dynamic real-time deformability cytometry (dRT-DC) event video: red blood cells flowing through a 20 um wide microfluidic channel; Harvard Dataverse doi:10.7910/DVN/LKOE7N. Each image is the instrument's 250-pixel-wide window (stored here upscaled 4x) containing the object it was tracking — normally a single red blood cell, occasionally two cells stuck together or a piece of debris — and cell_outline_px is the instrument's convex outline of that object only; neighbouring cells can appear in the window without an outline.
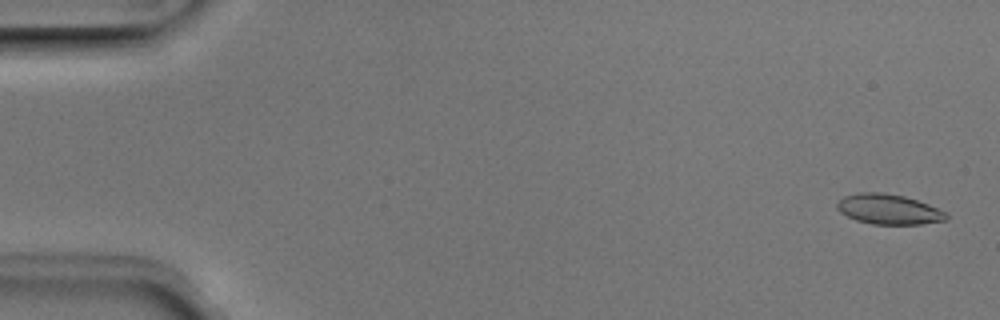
{"species": "Egyptian fruit bat (a non-hibernating species)", "species_latin": "Rousettus aegyptiacus", "temperature_condition": "room temperature", "stored_images_in_passage": 51, "camera_frame_rate_fps": 3000, "um_per_image_px": 0.085, "animal": {"sex": "male"}, "frame": {"image": 1, "passage_image": 2, "time_ms": 0.333, "image_size_px": [1000, 320], "cell_outline_px": [[948, 216], [944, 220], [920, 224], [872, 224], [856, 220], [840, 212], [836, 208], [836, 204], [844, 196], [856, 192], [884, 192], [904, 196], [928, 204], [948, 212]], "centroid_in_image_um": [75.52, 17.77], "position_along_channel_um": 9.5, "area_um2": 19.19}}
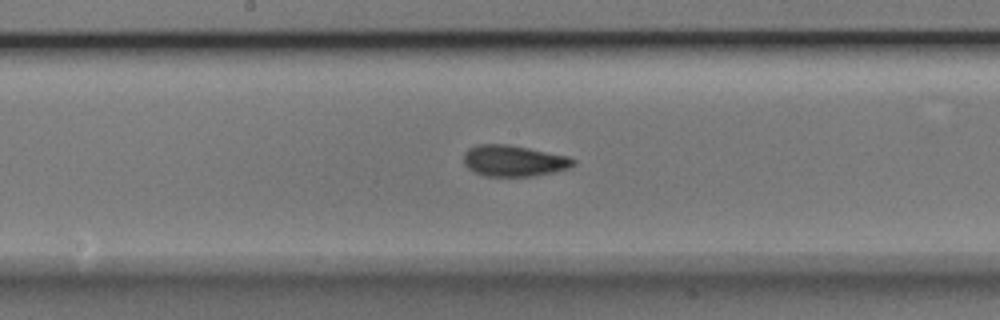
{"frame": {"image": 2, "passage_image": 27, "time_ms": 8.667, "image_size_px": [1000, 320], "cell_outline_px": [[576, 164], [568, 168], [552, 172], [532, 176], [484, 176], [468, 168], [464, 164], [464, 152], [468, 148], [476, 144], [508, 144], [568, 156], [576, 160]], "centroid_in_image_um": [43.65, 13.66], "position_along_channel_um": 204.5, "area_um2": 19.88}}
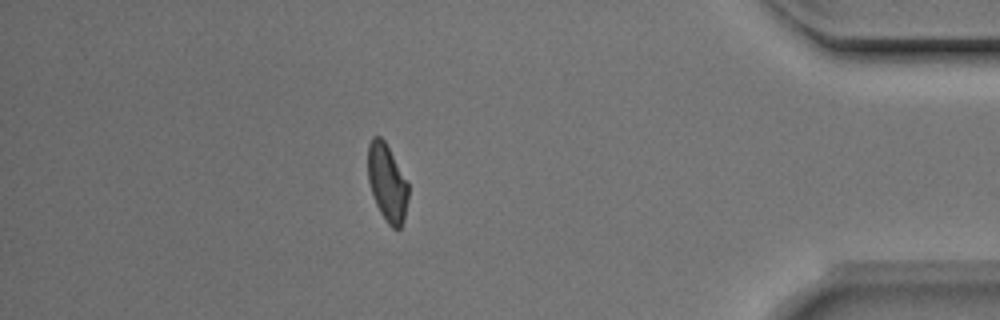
{"frame": {"image": 3, "passage_image": 45, "time_ms": 14.667, "image_size_px": [1000, 320], "cell_outline_px": [[408, 200], [404, 216], [400, 228], [392, 228], [388, 224], [380, 212], [376, 204], [368, 180], [368, 144], [372, 136], [380, 136], [384, 140], [408, 180]], "centroid_in_image_um": [32.91, 15.5], "position_along_channel_um": 402.3, "area_um2": 18.21}, "authors_computed_cell_mechanics": {"area_um2": 19.2474, "velocity_mm_per_s": 3.9638, "shape_relaxation_time_tau1_ms": 2.201, "shape_relaxation_time_tau2_ms": 1.4102, "deformation_change_tau1": 0.1223, "deformation_change_tau2": 0.074}}